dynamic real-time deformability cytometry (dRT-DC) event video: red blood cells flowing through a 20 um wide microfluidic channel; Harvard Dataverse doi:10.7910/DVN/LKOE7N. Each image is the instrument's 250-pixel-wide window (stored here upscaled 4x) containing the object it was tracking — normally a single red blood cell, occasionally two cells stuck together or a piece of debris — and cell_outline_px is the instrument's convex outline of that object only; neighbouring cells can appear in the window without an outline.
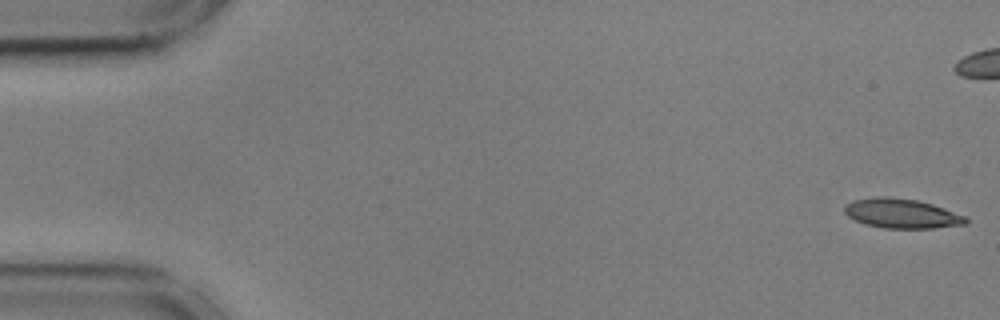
{"species": "common noctule bat (a hibernating species)", "species_latin": "Nyctalus noctula", "temperature_condition": "cold", "stored_images_in_passage": 56, "camera_frame_rate_fps": 3000, "um_per_image_px": 0.085, "animal": {"sex": "male", "body_mass_g": 17.9, "forearm_length_mm": 54.2}, "frame": {"image": 1, "passage_image": 1, "time_ms": 0.0, "image_size_px": [1000, 320], "cell_outline_px": [[968, 224], [932, 228], [884, 228], [864, 224], [848, 216], [844, 212], [844, 204], [852, 200], [872, 196], [884, 196], [916, 200], [932, 204], [968, 216]], "centroid_in_image_um": [76.64, 18.14], "position_along_channel_um": 8.4, "area_um2": 21.1}}
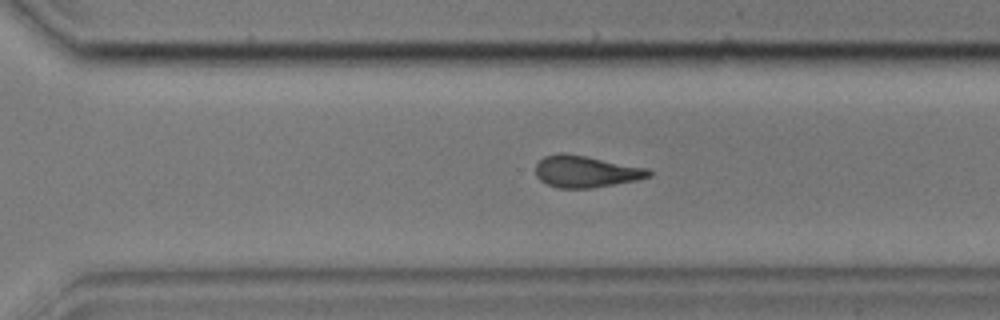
{"frame": {"image": 2, "passage_image": 38, "time_ms": 12.333, "image_size_px": [1000, 320], "cell_outline_px": [[652, 176], [636, 180], [592, 188], [560, 188], [548, 184], [540, 180], [536, 176], [536, 164], [544, 156], [560, 152], [584, 156], [648, 168], [652, 172]], "centroid_in_image_um": [49.79, 14.58], "position_along_channel_um": 320.8, "area_um2": 20.75}}
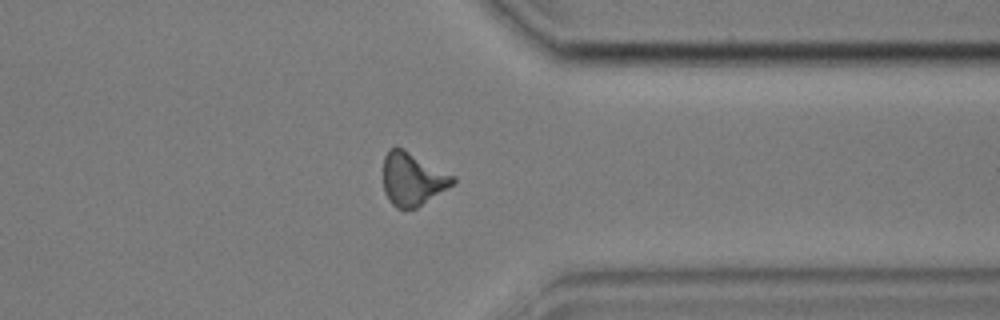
{"frame": {"image": 3, "passage_image": 43, "time_ms": 14.0, "image_size_px": [1000, 320], "cell_outline_px": [[456, 180], [452, 184], [416, 208], [396, 208], [388, 200], [384, 192], [384, 156], [388, 148], [396, 144], [404, 148], [456, 176]], "centroid_in_image_um": [35.04, 15.16], "position_along_channel_um": 376.4, "area_um2": 21.62}, "authors_computed_cell_mechanics": {"area_um2": 20.9814, "velocity_mm_per_s": 3.6048, "shape_relaxation_time_tau1_ms": 5.2536, "shape_relaxation_time_tau2_ms": 2.5679, "deformation_change_tau1": 0.1739, "deformation_change_tau2": 0.1289}}